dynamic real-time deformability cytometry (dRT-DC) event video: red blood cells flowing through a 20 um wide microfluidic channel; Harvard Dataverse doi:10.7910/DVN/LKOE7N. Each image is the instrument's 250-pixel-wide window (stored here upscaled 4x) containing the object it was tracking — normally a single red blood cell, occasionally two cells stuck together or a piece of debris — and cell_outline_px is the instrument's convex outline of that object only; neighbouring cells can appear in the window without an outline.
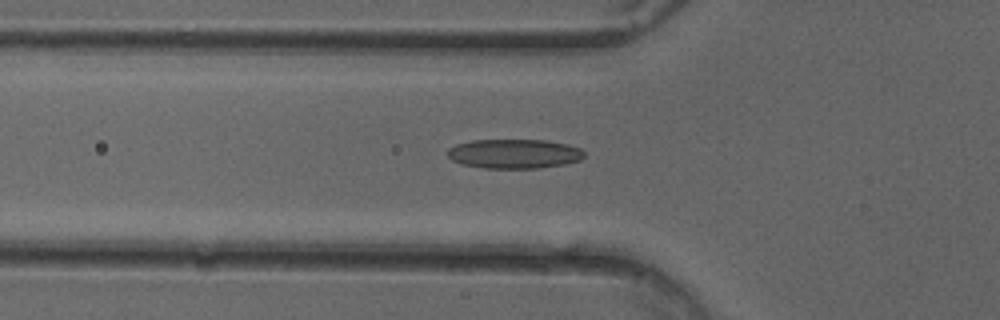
{"species": "common noctule bat (a hibernating species)", "species_latin": "Nyctalus noctula", "temperature_condition": "cold", "stored_images_in_passage": 44, "segment_of_instrument_passage": [1, 2], "camera_frame_rate_fps": 3000, "um_per_image_px": 0.085, "animal": {"sex": "female"}, "frame": {"image": 1, "passage_image": 10, "time_ms": 3.0, "image_size_px": [1000, 320], "cell_outline_px": [[584, 156], [580, 160], [564, 164], [540, 168], [484, 168], [460, 164], [452, 160], [448, 156], [448, 148], [456, 144], [472, 140], [548, 140], [568, 144], [580, 148], [584, 152]], "centroid_in_image_um": [43.7, 13.07], "position_along_channel_um": 82.1, "area_um2": 23.52}}
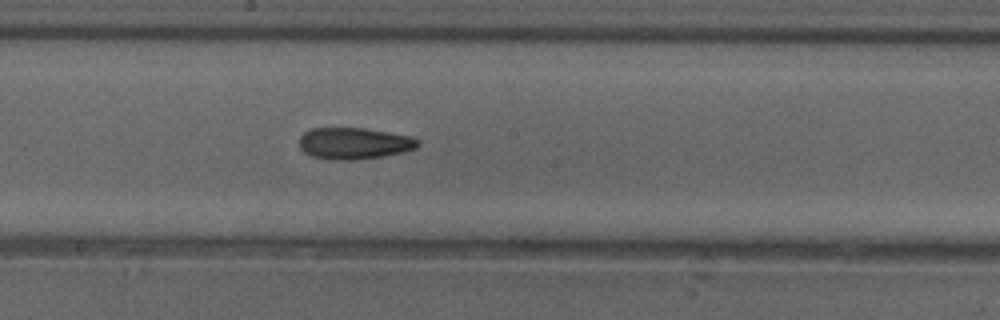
{"frame": {"image": 2, "passage_image": 20, "time_ms": 6.333, "image_size_px": [1000, 320], "cell_outline_px": [[420, 144], [416, 148], [404, 152], [384, 156], [352, 160], [340, 160], [312, 156], [304, 152], [300, 148], [300, 136], [308, 128], [364, 128], [412, 136], [420, 140]], "centroid_in_image_um": [30.13, 12.18], "position_along_channel_um": 218.1, "area_um2": 21.91}}
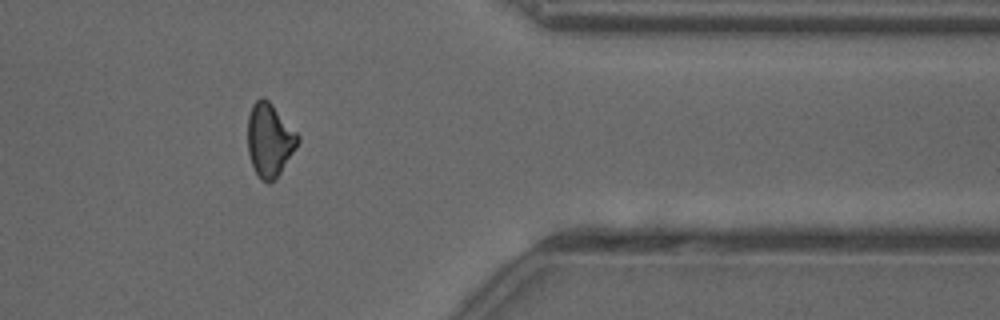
{"frame": {"image": 3, "passage_image": 34, "time_ms": 11.0, "image_size_px": [1000, 320], "cell_outline_px": [[300, 140], [276, 180], [268, 184], [260, 180], [252, 164], [248, 152], [248, 116], [252, 104], [260, 96], [264, 96], [272, 104], [300, 136]], "centroid_in_image_um": [22.9, 11.9], "position_along_channel_um": 388.5, "area_um2": 21.5}}